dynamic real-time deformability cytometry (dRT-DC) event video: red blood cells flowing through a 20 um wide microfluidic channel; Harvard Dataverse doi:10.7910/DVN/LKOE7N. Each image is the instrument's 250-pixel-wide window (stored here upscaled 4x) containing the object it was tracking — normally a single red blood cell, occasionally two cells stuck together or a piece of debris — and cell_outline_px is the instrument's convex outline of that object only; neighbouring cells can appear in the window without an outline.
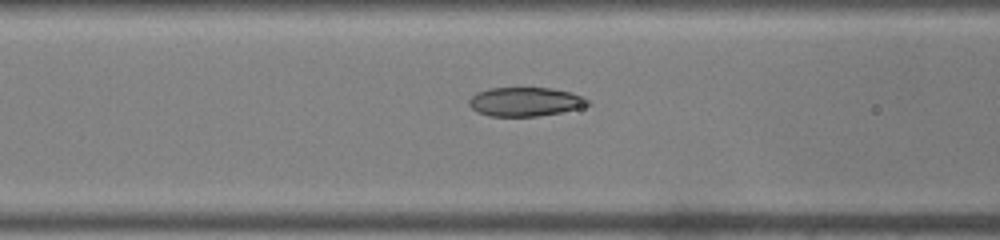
{"species": "common noctule bat (a hibernating species)", "species_latin": "Nyctalus noctula", "temperature_condition": "warm", "stored_images_in_passage": 15, "camera_frame_rate_fps": 3000, "um_per_image_px": 0.085, "animal": {"sex": "male", "body_mass_g": 19.0, "forearm_length_mm": 50.8}, "frame": {"image": 1, "passage_image": 13, "time_ms": 4.0, "image_size_px": [1000, 240], "cell_outline_px": [[592, 104], [560, 112], [536, 116], [488, 116], [476, 112], [468, 104], [468, 100], [476, 92], [488, 88], [552, 88], [572, 92], [584, 96]], "centroid_in_image_um": [44.62, 8.64], "position_along_channel_um": 122.0, "area_um2": 20.11}}